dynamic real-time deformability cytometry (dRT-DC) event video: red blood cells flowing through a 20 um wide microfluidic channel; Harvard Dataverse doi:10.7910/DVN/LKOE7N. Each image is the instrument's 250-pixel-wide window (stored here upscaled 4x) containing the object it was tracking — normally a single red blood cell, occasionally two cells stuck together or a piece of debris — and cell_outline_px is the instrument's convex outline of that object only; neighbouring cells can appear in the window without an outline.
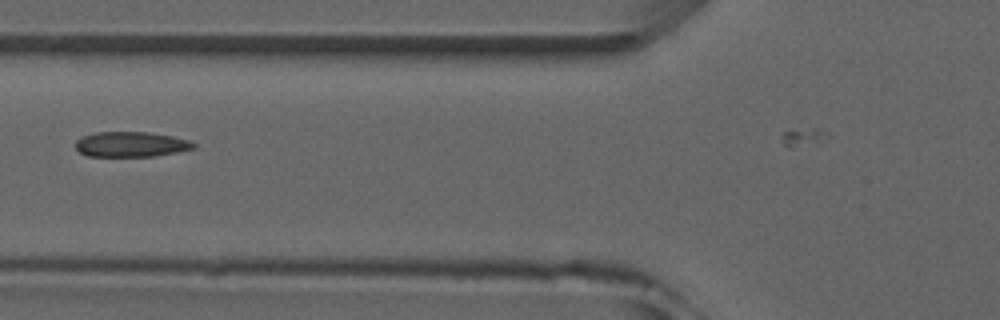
{"species": "common noctule bat (a hibernating species)", "species_latin": "Nyctalus noctula", "temperature_condition": "room temperature", "stored_images_in_passage": 4, "camera_frame_rate_fps": 3000, "um_per_image_px": 0.085, "animal": {"sex": "male", "forearm_length_mm": 52.5}, "frame": {"image": 1, "passage_image": 3, "time_ms": 2.333, "image_size_px": [1000, 320], "cell_outline_px": [[196, 148], [176, 152], [152, 156], [88, 156], [80, 152], [76, 148], [76, 140], [80, 136], [96, 132], [148, 132], [172, 136], [188, 140], [196, 144]], "centroid_in_image_um": [11.11, 12.26], "position_along_channel_um": 114.7, "area_um2": 17.28}}